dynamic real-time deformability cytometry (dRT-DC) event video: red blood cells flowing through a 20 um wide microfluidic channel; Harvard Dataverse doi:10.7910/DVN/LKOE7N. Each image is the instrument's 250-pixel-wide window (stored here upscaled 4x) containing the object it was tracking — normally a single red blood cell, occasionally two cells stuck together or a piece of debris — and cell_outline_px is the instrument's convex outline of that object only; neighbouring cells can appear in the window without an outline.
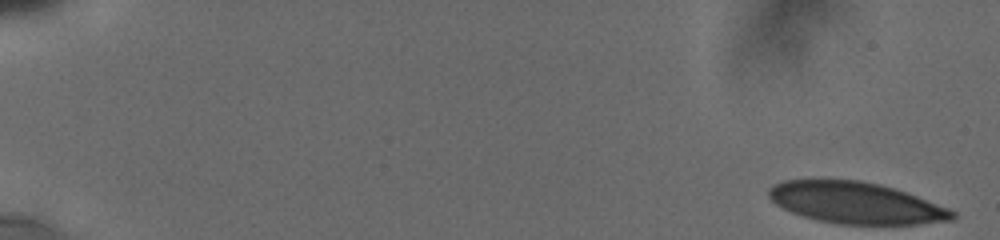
{"species": "human", "species_latin": "Homo sapiens", "temperature_condition": "cold", "stored_images_in_passage": 17, "camera_frame_rate_fps": 3000, "um_per_image_px": 0.085, "donor": {"sex": "male"}, "frame": {"image": 1, "passage_image": 1, "time_ms": 0.0, "image_size_px": [1000, 240], "cell_outline_px": [[956, 216], [952, 220], [916, 224], [840, 224], [820, 220], [804, 216], [792, 212], [776, 204], [768, 196], [768, 188], [772, 184], [784, 180], [820, 176], [860, 180], [880, 184], [916, 196], [948, 208], [956, 212]], "centroid_in_image_um": [72.66, 17.19], "position_along_channel_um": 12.3, "area_um2": 45.03}}
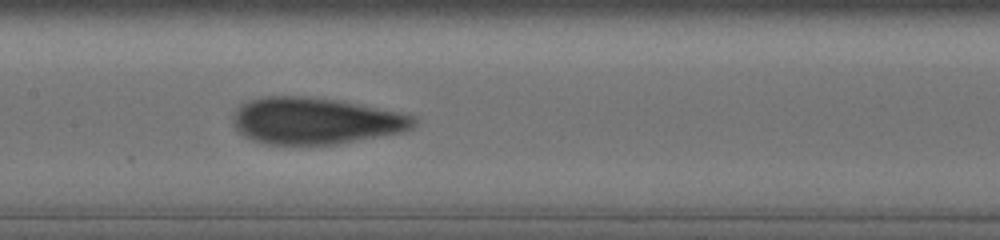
{"frame": {"image": 2, "passage_image": 10, "time_ms": 9.333, "image_size_px": [1000, 240], "cell_outline_px": [[416, 124], [412, 128], [404, 132], [332, 144], [268, 144], [252, 140], [244, 136], [232, 124], [232, 112], [236, 108], [248, 100], [264, 96], [308, 96], [336, 100], [400, 112], [416, 116]], "centroid_in_image_um": [26.78, 10.26], "position_along_channel_um": 180.6, "area_um2": 49.13}}
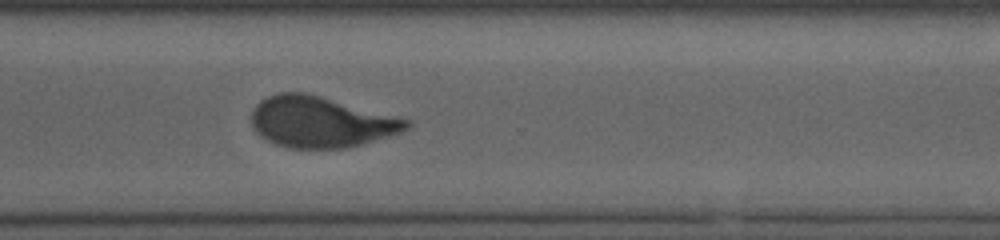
{"frame": {"image": 3, "passage_image": 17, "time_ms": 13.667, "image_size_px": [1000, 240], "cell_outline_px": [[412, 124], [408, 128], [400, 132], [388, 136], [360, 144], [344, 148], [288, 148], [276, 144], [268, 140], [256, 132], [252, 124], [252, 112], [256, 104], [260, 100], [276, 92], [304, 92], [320, 96], [412, 120]], "centroid_in_image_um": [27.25, 10.36], "position_along_channel_um": 343.3, "area_um2": 45.78}}